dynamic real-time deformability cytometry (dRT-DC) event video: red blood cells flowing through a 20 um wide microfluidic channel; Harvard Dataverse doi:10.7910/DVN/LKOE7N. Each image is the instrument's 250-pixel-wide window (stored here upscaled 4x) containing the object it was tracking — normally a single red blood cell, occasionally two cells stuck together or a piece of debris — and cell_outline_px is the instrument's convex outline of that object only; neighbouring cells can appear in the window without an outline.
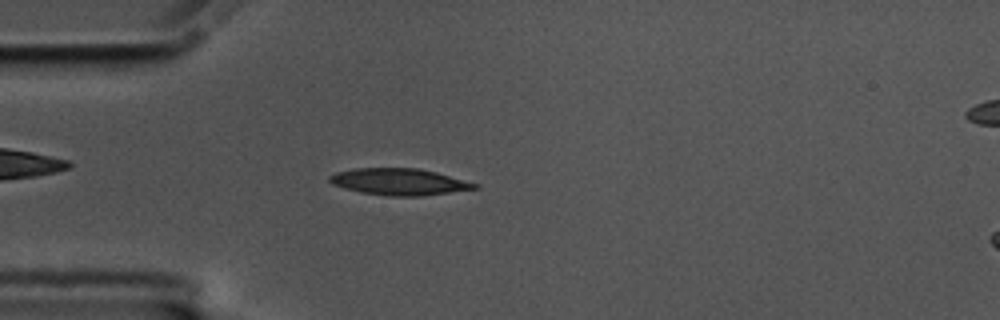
{"species": "common noctule bat (a hibernating species)", "species_latin": "Nyctalus noctula", "temperature_condition": "cold", "stored_images_in_passage": 57, "camera_frame_rate_fps": 3000, "um_per_image_px": 0.085, "animal": {"sex": "male", "body_mass_g": 17.5, "forearm_length_mm": 52.3}, "frame": {"image": 1, "passage_image": 15, "time_ms": 4.667, "image_size_px": [1000, 320], "cell_outline_px": [[480, 188], [420, 196], [388, 196], [360, 192], [344, 188], [332, 184], [328, 180], [328, 176], [336, 172], [356, 168], [416, 168], [436, 172], [480, 184]], "centroid_in_image_um": [33.93, 15.45], "position_along_channel_um": 51.1, "area_um2": 22.54}}
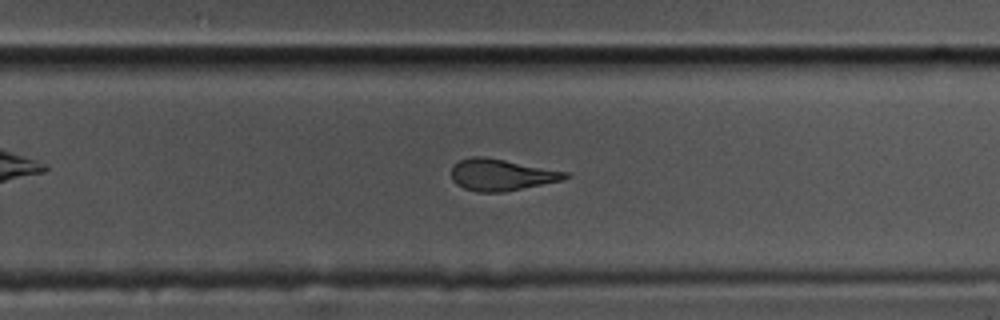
{"frame": {"image": 2, "passage_image": 36, "time_ms": 11.667, "image_size_px": [1000, 320], "cell_outline_px": [[572, 176], [560, 180], [504, 192], [476, 192], [464, 188], [456, 184], [452, 180], [452, 164], [460, 160], [472, 156], [484, 156], [568, 172]], "centroid_in_image_um": [42.57, 14.85], "position_along_channel_um": 287.2, "area_um2": 20.87}}
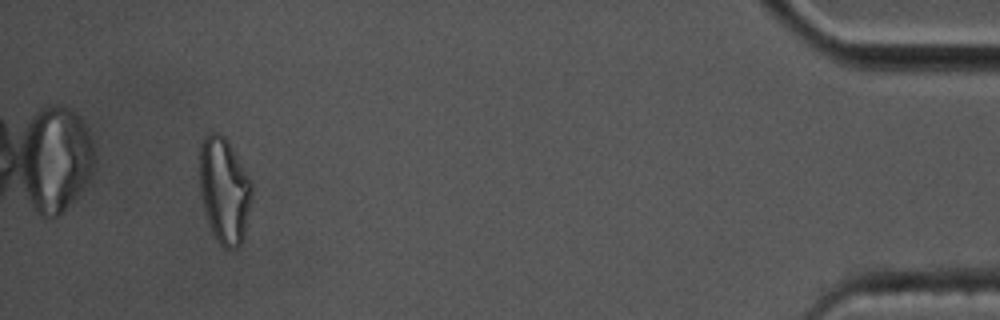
{"frame": {"image": 3, "passage_image": 53, "time_ms": 17.333, "image_size_px": [1000, 320], "cell_outline_px": [[252, 200], [244, 236], [240, 244], [236, 248], [224, 248], [216, 240], [212, 232], [204, 208], [200, 192], [200, 144], [204, 136], [208, 132], [220, 132], [228, 140], [252, 184]], "centroid_in_image_um": [19.06, 16.16], "position_along_channel_um": 416.1, "area_um2": 32.25}, "authors_computed_cell_mechanics": {"area_um2": 21.7906, "velocity_mm_per_s": 3.505, "shape_relaxation_time_tau1_ms": 6.1412, "shape_relaxation_time_tau2_ms": 2.5182, "deformation_change_tau1": 0.1986, "deformation_change_tau2": 0.1119}}